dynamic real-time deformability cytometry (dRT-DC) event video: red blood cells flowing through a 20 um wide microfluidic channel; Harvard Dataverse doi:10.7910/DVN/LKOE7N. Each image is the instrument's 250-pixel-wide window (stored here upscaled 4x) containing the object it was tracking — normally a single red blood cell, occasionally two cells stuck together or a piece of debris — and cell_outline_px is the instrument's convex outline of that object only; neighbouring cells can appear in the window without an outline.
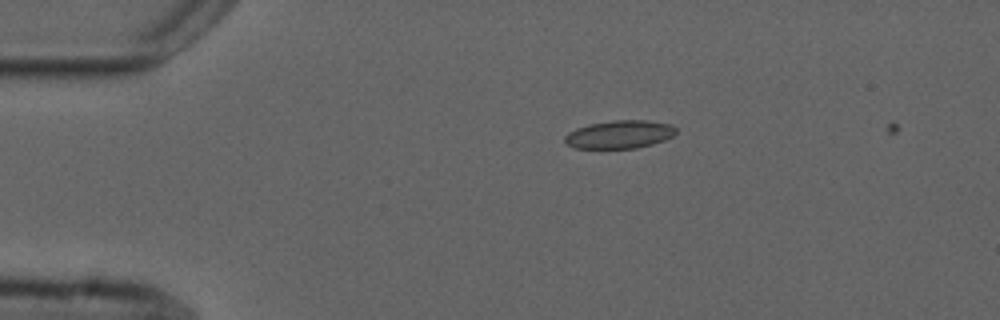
{"species": "common noctule bat (a hibernating species)", "species_latin": "Nyctalus noctula", "temperature_condition": "cold", "stored_images_in_passage": 2, "camera_frame_rate_fps": 3000, "um_per_image_px": 0.085, "animal": {"sex": "male", "forearm_length_mm": 52.5}, "frame": {"image": 1, "passage_image": 1, "time_ms": 0.0, "image_size_px": [1000, 320], "cell_outline_px": [[676, 132], [672, 136], [664, 140], [652, 144], [636, 148], [576, 148], [568, 144], [564, 140], [564, 136], [568, 132], [576, 128], [588, 124], [612, 120], [644, 120], [672, 124], [676, 128]], "centroid_in_image_um": [52.66, 11.41], "position_along_channel_um": 32.3, "area_um2": 18.21}}